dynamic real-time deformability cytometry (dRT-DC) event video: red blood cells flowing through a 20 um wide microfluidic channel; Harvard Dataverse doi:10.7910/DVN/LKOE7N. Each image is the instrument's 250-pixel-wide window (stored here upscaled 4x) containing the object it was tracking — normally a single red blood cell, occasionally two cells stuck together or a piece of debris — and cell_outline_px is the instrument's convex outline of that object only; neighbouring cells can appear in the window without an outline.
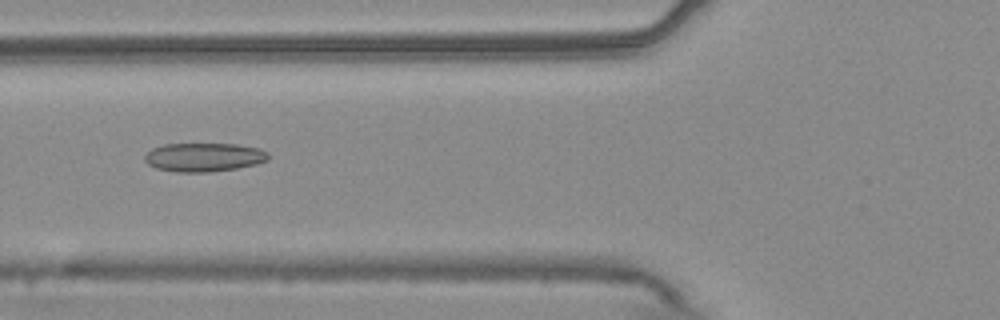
{"species": "common noctule bat (a hibernating species)", "species_latin": "Nyctalus noctula", "temperature_condition": "warm", "stored_images_in_passage": 54, "camera_frame_rate_fps": 3000, "um_per_image_px": 0.085, "animal": {"sex": "male", "body_mass_g": 20.4}, "frame": {"image": 1, "passage_image": 21, "time_ms": 6.667, "image_size_px": [1000, 320], "cell_outline_px": [[268, 160], [256, 164], [236, 168], [208, 172], [176, 172], [156, 168], [148, 164], [144, 160], [144, 156], [152, 148], [164, 144], [236, 144], [260, 148], [268, 152]], "centroid_in_image_um": [17.33, 13.36], "position_along_channel_um": 108.5, "area_um2": 20.69}}
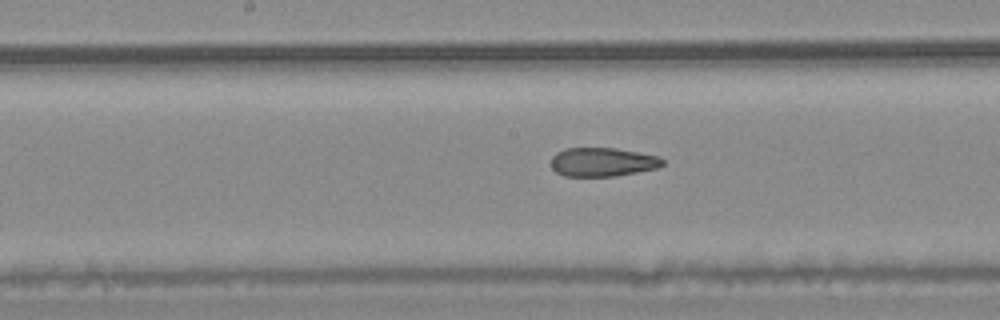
{"frame": {"image": 2, "passage_image": 28, "time_ms": 9.0, "image_size_px": [1000, 320], "cell_outline_px": [[664, 164], [656, 168], [616, 176], [564, 176], [556, 172], [552, 168], [552, 156], [556, 152], [564, 148], [616, 148], [660, 156], [664, 160]], "centroid_in_image_um": [51.21, 13.76], "position_along_channel_um": 197.0, "area_um2": 18.79}}
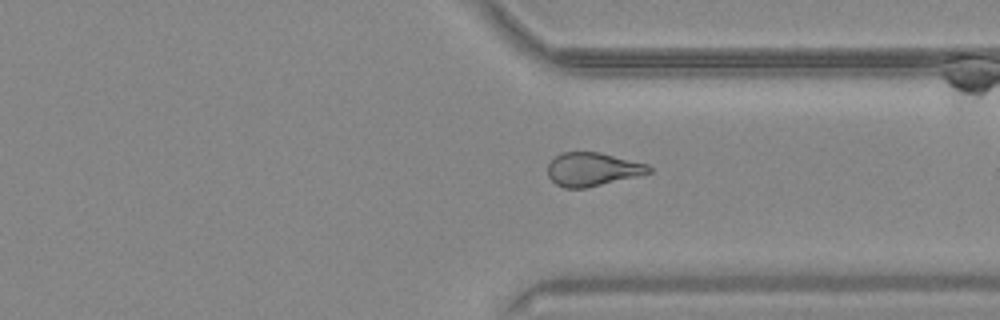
{"frame": {"image": 3, "passage_image": 41, "time_ms": 13.333, "image_size_px": [1000, 320], "cell_outline_px": [[652, 172], [636, 176], [584, 188], [564, 188], [556, 184], [548, 176], [548, 164], [556, 156], [564, 152], [600, 152], [648, 164], [652, 168]], "centroid_in_image_um": [50.36, 14.38], "position_along_channel_um": 361.0, "area_um2": 19.54}, "authors_computed_cell_mechanics": {"area_um2": 21.1548, "velocity_mm_per_s": 3.7813, "shape_relaxation_time_tau1_ms": null, "shape_relaxation_time_tau2_ms": 2.1732, "deformation_change_tau1": null, "deformation_change_tau2": 0.0989}}